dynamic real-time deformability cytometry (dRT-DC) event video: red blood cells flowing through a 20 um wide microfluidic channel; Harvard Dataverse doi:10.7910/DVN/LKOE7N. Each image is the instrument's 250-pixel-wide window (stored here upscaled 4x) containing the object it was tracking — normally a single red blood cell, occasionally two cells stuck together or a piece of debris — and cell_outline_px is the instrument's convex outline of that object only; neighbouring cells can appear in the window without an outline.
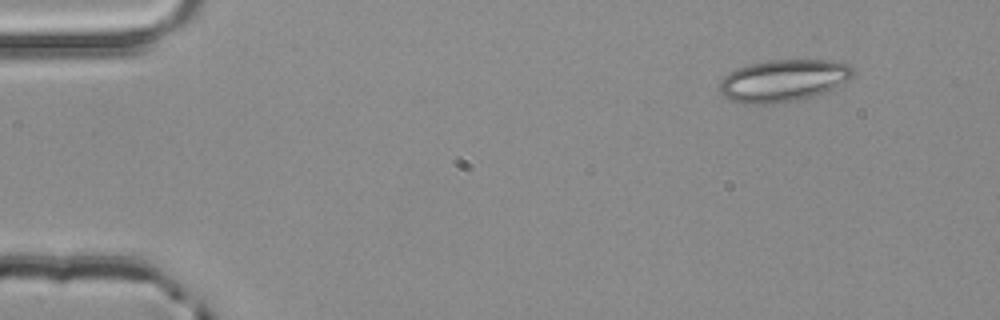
{"species": "common noctule bat (a hibernating species)", "species_latin": "Nyctalus noctula", "temperature_condition": "room temperature", "stored_images_in_passage": 5, "segment_of_instrument_passage": [1, 2], "camera_frame_rate_fps": 3000, "um_per_image_px": 0.085, "animal": {"sex": "male", "body_mass_g": 20.4}, "frame": {"image": 1, "passage_image": 2, "time_ms": 0.333, "image_size_px": [1000, 320], "cell_outline_px": [[856, 72], [848, 80], [824, 92], [800, 100], [776, 104], [744, 104], [732, 100], [724, 96], [720, 92], [720, 80], [724, 76], [736, 68], [748, 64], [768, 60], [832, 60], [848, 64]], "centroid_in_image_um": [66.57, 6.85], "position_along_channel_um": 18.4, "area_um2": 32.89}}